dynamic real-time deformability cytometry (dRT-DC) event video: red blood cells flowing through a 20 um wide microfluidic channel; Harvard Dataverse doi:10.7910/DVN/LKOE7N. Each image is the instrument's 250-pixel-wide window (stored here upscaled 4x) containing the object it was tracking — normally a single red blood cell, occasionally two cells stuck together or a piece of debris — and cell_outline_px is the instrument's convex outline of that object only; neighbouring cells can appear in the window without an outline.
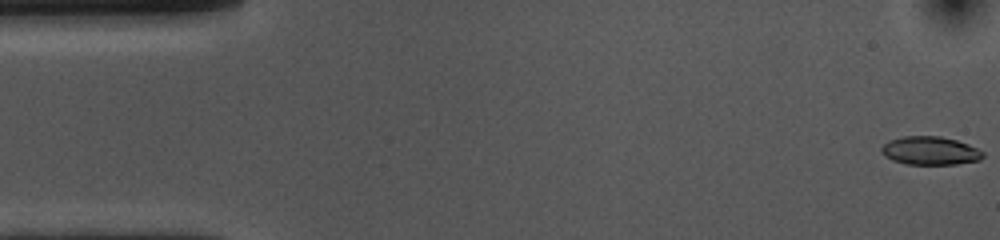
{"species": "common noctule bat (a hibernating species)", "species_latin": "Nyctalus noctula", "temperature_condition": "cold", "stored_images_in_passage": 54, "camera_frame_rate_fps": 3000, "um_per_image_px": 0.085, "animal": {"sex": "female", "body_mass_g": 10.0, "forearm_length_mm": 53.1}, "frame": {"image": 1, "passage_image": 1, "time_ms": 0.0, "image_size_px": [1000, 240], "cell_outline_px": [[984, 156], [980, 160], [956, 164], [908, 164], [892, 160], [884, 156], [880, 152], [880, 148], [888, 140], [904, 136], [940, 136], [956, 140], [968, 144], [984, 152]], "centroid_in_image_um": [79.04, 12.81], "position_along_channel_um": 6.0, "area_um2": 16.82}}
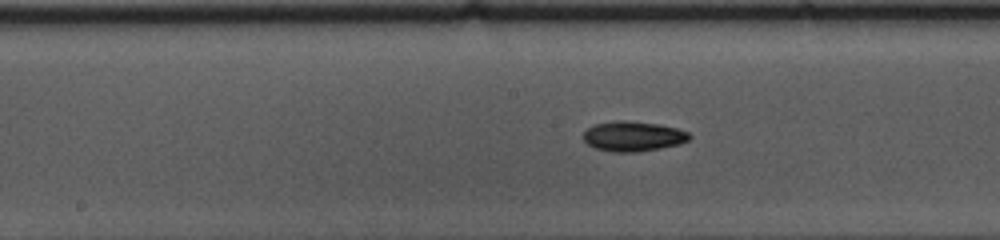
{"frame": {"image": 2, "passage_image": 26, "time_ms": 8.333, "image_size_px": [1000, 240], "cell_outline_px": [[692, 136], [688, 140], [680, 144], [660, 148], [636, 152], [612, 152], [596, 148], [588, 144], [584, 140], [584, 132], [592, 124], [616, 120], [628, 120], [656, 124], [676, 128], [688, 132]], "centroid_in_image_um": [53.8, 11.58], "position_along_channel_um": 194.4, "area_um2": 18.55}}
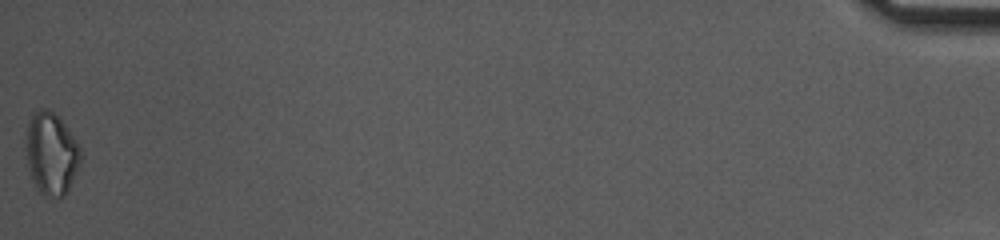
{"frame": {"image": 3, "passage_image": 54, "time_ms": 17.667, "image_size_px": [1000, 240], "cell_outline_px": [[80, 164], [68, 192], [64, 196], [44, 196], [40, 192], [28, 168], [24, 144], [28, 120], [32, 112], [40, 108], [48, 108], [64, 124], [80, 148]], "centroid_in_image_um": [4.33, 13.03], "position_along_channel_um": 430.9, "area_um2": 26.18}, "authors_computed_cell_mechanics": {"area_um2": 17.4556, "velocity_mm_per_s": 3.6628, "shape_relaxation_time_tau1_ms": 3.3063, "shape_relaxation_time_tau2_ms": null, "deformation_change_tau1": 0.1124, "deformation_change_tau2": null}}